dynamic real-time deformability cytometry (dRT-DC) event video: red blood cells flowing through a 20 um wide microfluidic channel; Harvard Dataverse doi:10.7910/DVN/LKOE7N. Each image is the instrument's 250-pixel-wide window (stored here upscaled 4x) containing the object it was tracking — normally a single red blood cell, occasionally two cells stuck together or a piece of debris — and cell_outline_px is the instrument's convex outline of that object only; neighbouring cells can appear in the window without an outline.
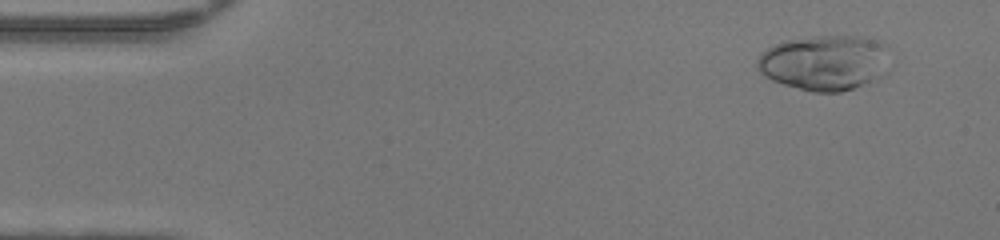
{"species": "human", "species_latin": "Homo sapiens", "temperature_condition": "warm", "stored_images_in_passage": 48, "camera_frame_rate_fps": 3000, "um_per_image_px": 0.085, "donor": {"sex": "female"}, "frame": {"image": 1, "passage_image": 4, "time_ms": 1.0, "image_size_px": [1000, 240], "cell_outline_px": [[884, 44], [868, 80], [852, 88], [840, 92], [812, 92], [784, 84], [772, 80], [764, 76], [756, 68], [756, 60], [768, 48], [776, 44], [788, 40], [816, 36], [856, 36], [876, 40]], "centroid_in_image_um": [69.79, 5.31], "position_along_channel_um": 15.2, "area_um2": 39.88}}
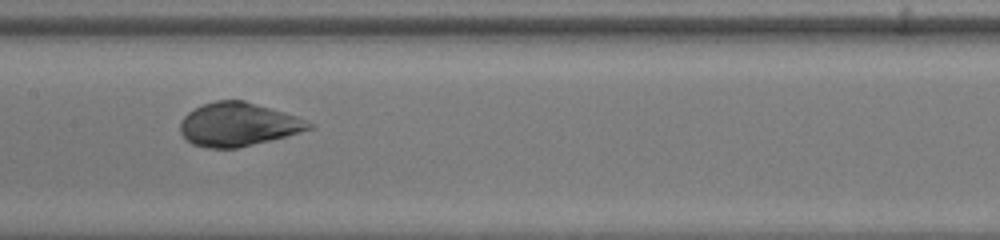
{"frame": {"image": 2, "passage_image": 24, "time_ms": 7.667, "image_size_px": [1000, 240], "cell_outline_px": [[316, 124], [312, 128], [300, 132], [236, 148], [208, 148], [192, 144], [180, 132], [180, 120], [188, 112], [204, 104], [216, 100], [244, 100], [284, 112], [296, 116]], "centroid_in_image_um": [20.23, 10.57], "position_along_channel_um": 187.2, "area_um2": 32.31}}
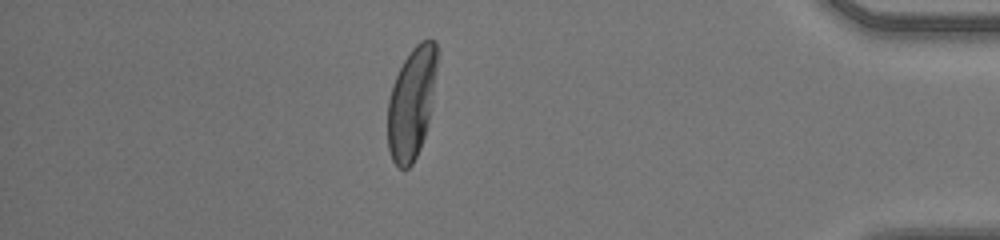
{"frame": {"image": 3, "passage_image": 42, "time_ms": 13.667, "image_size_px": [1000, 240], "cell_outline_px": [[440, 52], [428, 120], [424, 136], [420, 148], [412, 164], [408, 168], [400, 168], [392, 160], [388, 148], [388, 100], [392, 84], [404, 60], [412, 48], [420, 40], [436, 40]], "centroid_in_image_um": [35.0, 8.69], "position_along_channel_um": 400.2, "area_um2": 32.19}, "authors_computed_cell_mechanics": {"area_um2": 33.0905, "velocity_mm_per_s": 4.2641, "shape_relaxation_time_tau1_ms": 6.0851, "shape_relaxation_time_tau2_ms": null, "deformation_change_tau1": 0.3572, "deformation_change_tau2": null}}